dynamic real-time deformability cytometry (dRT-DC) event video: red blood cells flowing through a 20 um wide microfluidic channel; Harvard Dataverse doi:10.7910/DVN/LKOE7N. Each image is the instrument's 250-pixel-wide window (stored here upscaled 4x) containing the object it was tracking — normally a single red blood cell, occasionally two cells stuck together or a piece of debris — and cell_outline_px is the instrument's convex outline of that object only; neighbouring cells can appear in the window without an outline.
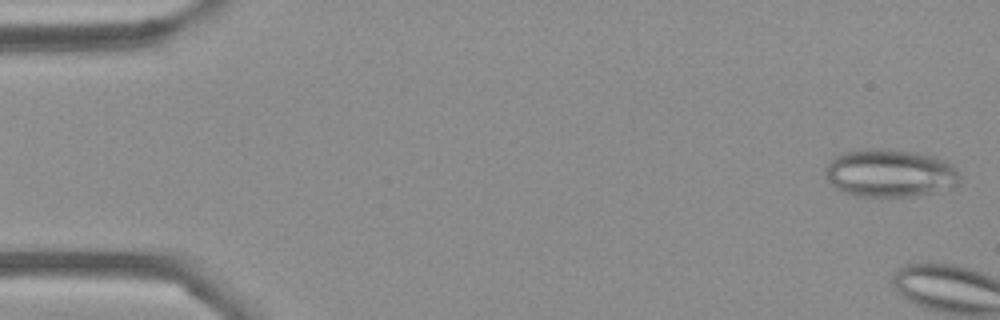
{"species": "Egyptian fruit bat (a non-hibernating species)", "species_latin": "Rousettus aegyptiacus", "temperature_condition": "cold", "stored_images_in_passage": 5, "camera_frame_rate_fps": 3000, "um_per_image_px": 0.085, "frame": {"image": 1, "passage_image": 2, "time_ms": 0.333, "image_size_px": [1000, 320], "cell_outline_px": [[960, 184], [952, 188], [912, 196], [880, 200], [860, 196], [844, 192], [836, 188], [824, 176], [824, 168], [836, 156], [844, 152], [860, 148], [888, 148], [916, 152], [936, 156], [952, 164], [956, 168], [960, 176]], "centroid_in_image_um": [75.65, 14.73], "position_along_channel_um": 9.3, "area_um2": 38.73}}